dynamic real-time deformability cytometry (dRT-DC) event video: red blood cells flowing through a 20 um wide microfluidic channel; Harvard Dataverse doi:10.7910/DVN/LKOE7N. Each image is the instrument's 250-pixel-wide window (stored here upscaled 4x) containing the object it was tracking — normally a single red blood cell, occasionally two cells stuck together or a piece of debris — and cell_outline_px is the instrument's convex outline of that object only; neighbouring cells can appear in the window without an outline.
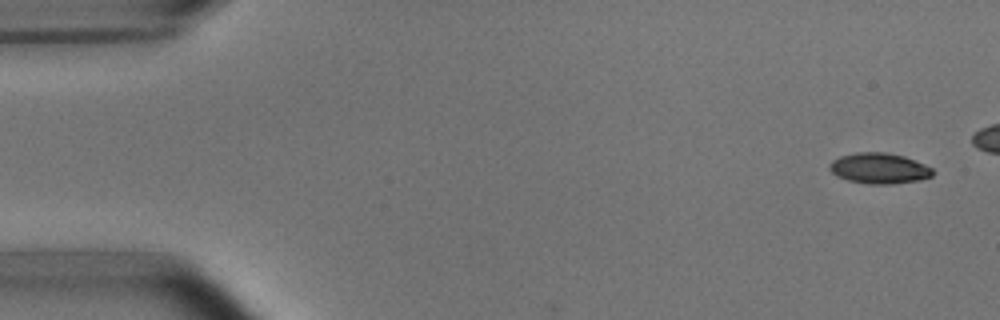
{"species": "common noctule bat (a hibernating species)", "species_latin": "Nyctalus noctula", "temperature_condition": "room temperature", "stored_images_in_passage": 10, "camera_frame_rate_fps": 3000, "um_per_image_px": 0.085, "animal": {"sex": "male", "body_mass_g": 15.6}, "frame": {"image": 1, "passage_image": 1, "time_ms": 0.0, "image_size_px": [1000, 320], "cell_outline_px": [[936, 172], [932, 176], [920, 180], [892, 184], [868, 184], [848, 180], [836, 176], [828, 168], [828, 164], [832, 160], [840, 156], [856, 152], [884, 152], [904, 156], [924, 164], [932, 168]], "centroid_in_image_um": [74.72, 14.31], "position_along_channel_um": 10.3, "area_um2": 18.61}}
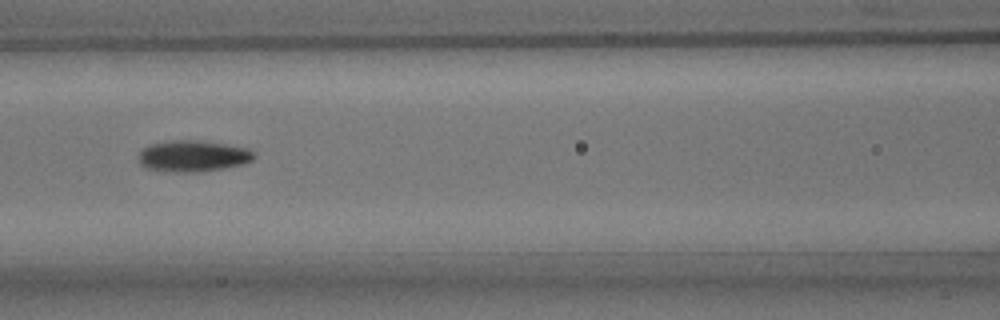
{"frame": {"image": 2, "passage_image": 7, "time_ms": 7.0, "image_size_px": [1000, 320], "cell_outline_px": [[256, 156], [252, 160], [244, 164], [224, 168], [196, 172], [172, 172], [144, 168], [140, 164], [136, 156], [140, 148], [148, 144], [172, 140], [196, 140], [224, 144], [248, 148], [256, 152]], "centroid_in_image_um": [16.35, 13.26], "position_along_channel_um": 150.3, "area_um2": 21.5}}
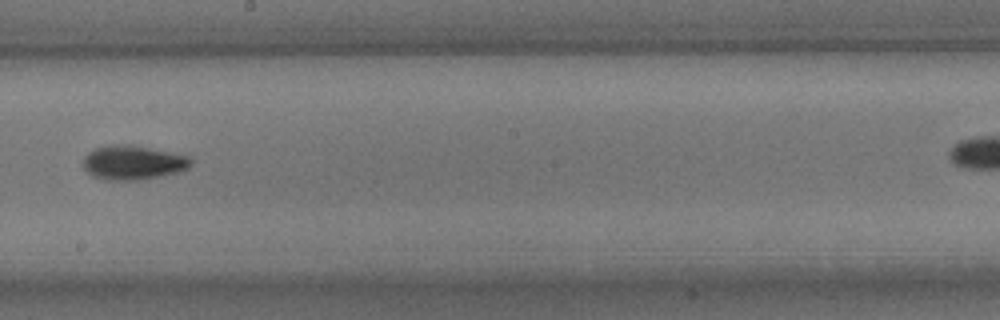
{"frame": {"image": 3, "passage_image": 9, "time_ms": 9.333, "image_size_px": [1000, 320], "cell_outline_px": [[192, 164], [188, 168], [180, 172], [140, 180], [104, 180], [92, 176], [84, 168], [84, 156], [88, 152], [96, 148], [108, 144], [132, 144], [188, 156], [192, 160]], "centroid_in_image_um": [11.3, 13.81], "position_along_channel_um": 236.9, "area_um2": 21.68}}